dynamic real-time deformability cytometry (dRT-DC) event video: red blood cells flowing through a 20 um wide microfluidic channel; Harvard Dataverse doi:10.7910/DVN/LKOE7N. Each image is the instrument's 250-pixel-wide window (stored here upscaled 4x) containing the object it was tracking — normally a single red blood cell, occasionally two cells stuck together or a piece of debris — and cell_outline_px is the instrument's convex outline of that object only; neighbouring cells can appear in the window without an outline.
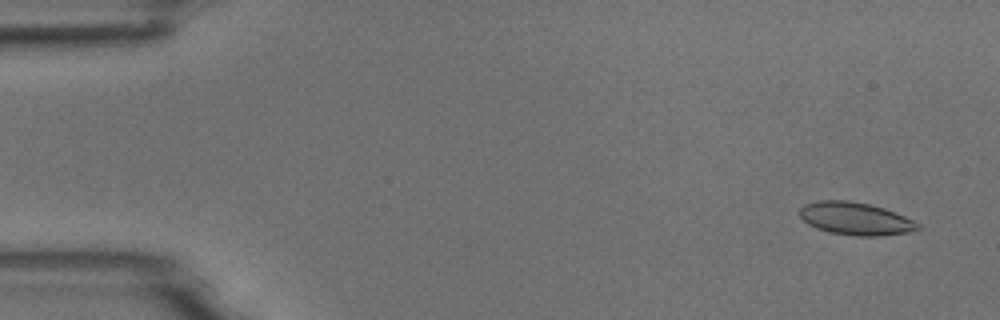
{"species": "common noctule bat (a hibernating species)", "species_latin": "Nyctalus noctula", "temperature_condition": "room temperature", "stored_images_in_passage": 6, "camera_frame_rate_fps": 3000, "um_per_image_px": 0.085, "animal": {"sex": "male", "body_mass_g": 18.8}, "frame": {"image": 1, "passage_image": 1, "time_ms": 0.0, "image_size_px": [1000, 320], "cell_outline_px": [[920, 228], [908, 232], [880, 236], [856, 236], [832, 232], [816, 228], [808, 224], [800, 216], [800, 208], [804, 204], [820, 200], [848, 200], [868, 204], [884, 208], [904, 216], [920, 224]], "centroid_in_image_um": [72.7, 18.58], "position_along_channel_um": 12.3, "area_um2": 22.31}}
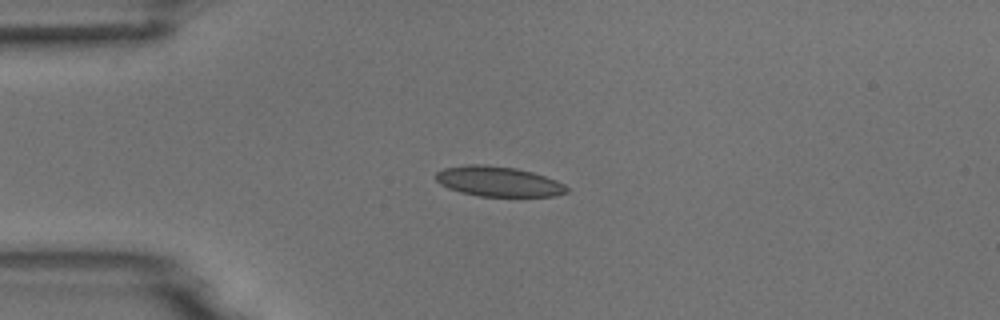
{"frame": {"image": 2, "passage_image": 4, "time_ms": 3.333, "image_size_px": [1000, 320], "cell_outline_px": [[568, 192], [556, 196], [480, 196], [460, 192], [448, 188], [440, 184], [436, 180], [436, 172], [444, 168], [468, 164], [484, 164], [516, 168], [532, 172], [556, 180], [564, 184], [568, 188]], "centroid_in_image_um": [42.35, 15.42], "position_along_channel_um": 42.6, "area_um2": 22.95}}